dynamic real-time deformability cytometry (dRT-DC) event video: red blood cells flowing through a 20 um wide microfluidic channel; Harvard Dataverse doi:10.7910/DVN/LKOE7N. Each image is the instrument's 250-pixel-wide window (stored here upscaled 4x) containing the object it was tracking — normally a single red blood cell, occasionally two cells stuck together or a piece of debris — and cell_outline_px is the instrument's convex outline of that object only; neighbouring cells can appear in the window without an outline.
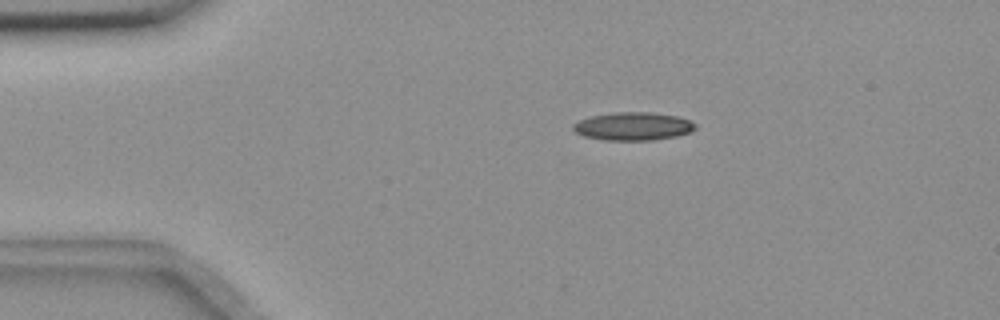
{"species": "common noctule bat (a hibernating species)", "species_latin": "Nyctalus noctula", "temperature_condition": "room temperature", "stored_images_in_passage": 55, "camera_frame_rate_fps": 3000, "um_per_image_px": 0.085, "animal": {"sex": "female", "body_mass_g": 18.4}, "frame": {"image": 1, "passage_image": 10, "time_ms": 3.0, "image_size_px": [1000, 320], "cell_outline_px": [[696, 128], [688, 132], [676, 136], [652, 140], [604, 140], [584, 136], [576, 132], [572, 128], [572, 124], [580, 120], [592, 116], [612, 112], [648, 112], [676, 116], [688, 120], [696, 124]], "centroid_in_image_um": [53.78, 10.73], "position_along_channel_um": 31.2, "area_um2": 19.83}}
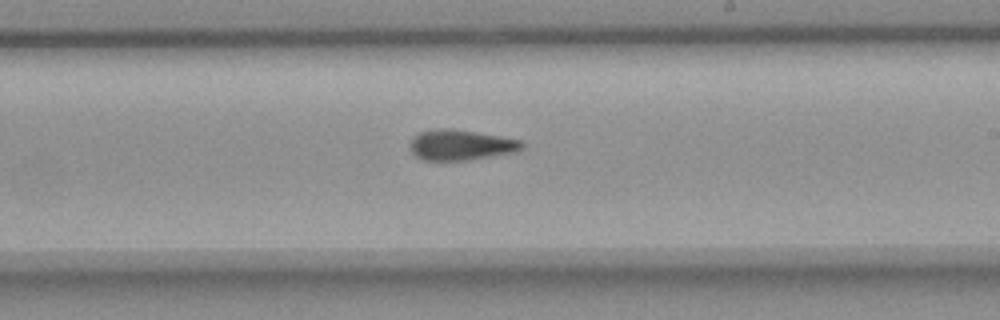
{"frame": {"image": 2, "passage_image": 32, "time_ms": 10.333, "image_size_px": [1000, 320], "cell_outline_px": [[524, 148], [520, 152], [464, 160], [424, 160], [416, 156], [412, 152], [412, 140], [420, 132], [436, 128], [452, 128], [500, 136], [520, 140], [524, 144]], "centroid_in_image_um": [39.24, 12.32], "position_along_channel_um": 249.8, "area_um2": 19.77}}
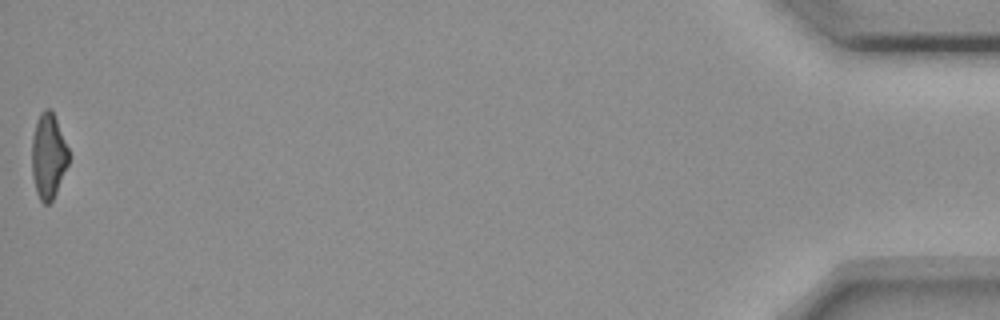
{"frame": {"image": 3, "passage_image": 55, "time_ms": 18.0, "image_size_px": [1000, 320], "cell_outline_px": [[68, 164], [56, 192], [52, 200], [48, 204], [44, 204], [40, 200], [36, 192], [32, 176], [32, 136], [36, 120], [40, 112], [44, 108], [48, 108], [52, 112], [56, 120], [68, 148]], "centroid_in_image_um": [4.08, 13.26], "position_along_channel_um": 431.1, "area_um2": 18.15}, "authors_computed_cell_mechanics": {"area_um2": 19.4786, "velocity_mm_per_s": 3.6549, "shape_relaxation_time_tau1_ms": null, "shape_relaxation_time_tau2_ms": 3.914, "deformation_change_tau1": null, "deformation_change_tau2": 0.121}}